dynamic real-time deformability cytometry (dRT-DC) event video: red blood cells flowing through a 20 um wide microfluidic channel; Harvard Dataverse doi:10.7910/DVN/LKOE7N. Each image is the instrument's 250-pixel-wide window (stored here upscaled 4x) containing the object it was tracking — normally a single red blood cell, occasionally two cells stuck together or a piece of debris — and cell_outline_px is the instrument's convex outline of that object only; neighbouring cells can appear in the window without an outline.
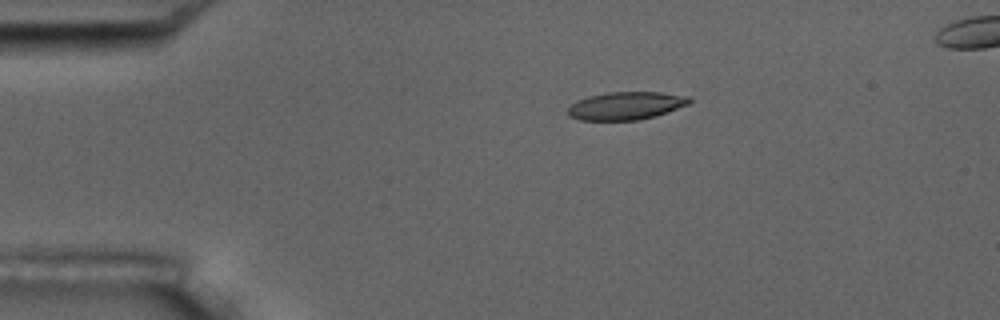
{"species": "common noctule bat (a hibernating species)", "species_latin": "Nyctalus noctula", "temperature_condition": "room temperature", "stored_images_in_passage": 6, "camera_frame_rate_fps": 3000, "um_per_image_px": 0.085, "animal": {"sex": "male", "body_mass_g": 17.5, "forearm_length_mm": 52.3}, "frame": {"image": 1, "passage_image": 3, "time_ms": 2.333, "image_size_px": [1000, 320], "cell_outline_px": [[692, 100], [688, 104], [656, 116], [640, 120], [580, 120], [568, 116], [568, 108], [576, 100], [588, 96], [608, 92], [660, 92], [688, 96]], "centroid_in_image_um": [53.19, 8.99], "position_along_channel_um": 31.8, "area_um2": 19.77}}